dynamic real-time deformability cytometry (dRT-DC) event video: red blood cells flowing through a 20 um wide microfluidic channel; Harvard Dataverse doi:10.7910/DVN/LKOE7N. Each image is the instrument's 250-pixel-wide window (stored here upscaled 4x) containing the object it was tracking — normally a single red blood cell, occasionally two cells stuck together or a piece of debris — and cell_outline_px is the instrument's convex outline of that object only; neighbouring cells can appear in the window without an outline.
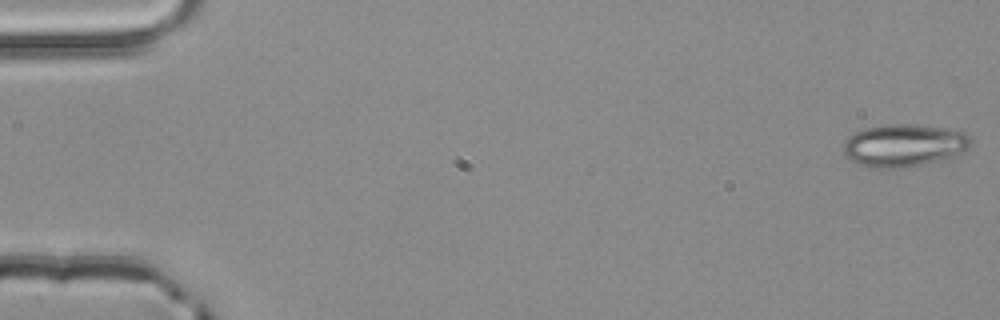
{"species": "common noctule bat (a hibernating species)", "species_latin": "Nyctalus noctula", "temperature_condition": "room temperature", "stored_images_in_passage": 3, "camera_frame_rate_fps": 3000, "um_per_image_px": 0.085, "animal": {"sex": "male", "body_mass_g": 20.4}, "frame": {"image": 1, "passage_image": 1, "time_ms": 0.0, "image_size_px": [1000, 320], "cell_outline_px": [[972, 144], [952, 156], [924, 164], [904, 168], [876, 168], [860, 164], [848, 160], [840, 144], [848, 136], [864, 128], [888, 124], [916, 124], [944, 128], [964, 132], [972, 140]], "centroid_in_image_um": [76.76, 12.35], "position_along_channel_um": 8.2, "area_um2": 31.62}}